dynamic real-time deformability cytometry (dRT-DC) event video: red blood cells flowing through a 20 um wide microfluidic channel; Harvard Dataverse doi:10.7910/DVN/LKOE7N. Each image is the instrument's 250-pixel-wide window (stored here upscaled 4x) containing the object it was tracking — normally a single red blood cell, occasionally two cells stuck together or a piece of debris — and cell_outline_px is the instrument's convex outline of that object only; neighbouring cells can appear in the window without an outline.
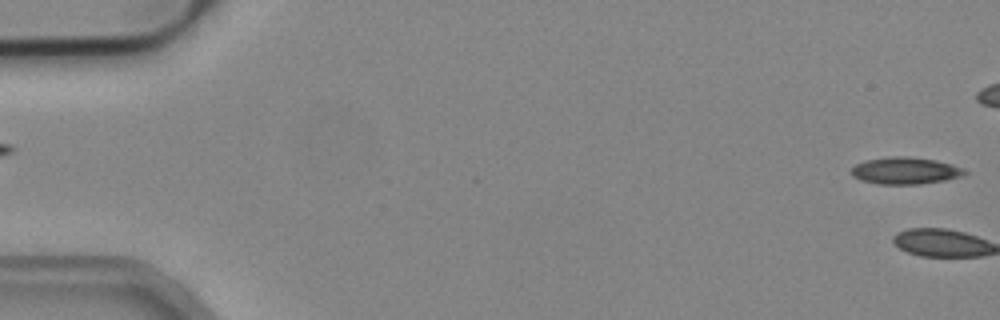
{"species": "common noctule bat (a hibernating species)", "species_latin": "Nyctalus noctula", "temperature_condition": "cold", "stored_images_in_passage": 3, "segment_of_instrument_passage": [2, 2], "camera_frame_rate_fps": 3000, "um_per_image_px": 0.085, "animal": {"sex": "male", "body_mass_g": 19.2, "forearm_length_mm": 51.8}, "frame": {"image": 1, "passage_image": 3, "time_ms": 0.667, "image_size_px": [1000, 320], "cell_outline_px": [[968, 172], [960, 176], [944, 180], [920, 184], [876, 184], [860, 180], [852, 176], [852, 168], [856, 164], [868, 160], [888, 156], [908, 156], [936, 160], [952, 164], [964, 168]], "centroid_in_image_um": [76.95, 14.5], "position_along_channel_um": 8.1, "area_um2": 17.8}}